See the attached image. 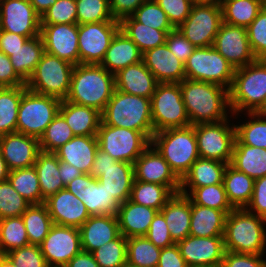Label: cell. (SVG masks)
I'll return each mask as SVG.
<instances>
[{"label": "cell", "mask_w": 266, "mask_h": 267, "mask_svg": "<svg viewBox=\"0 0 266 267\" xmlns=\"http://www.w3.org/2000/svg\"><path fill=\"white\" fill-rule=\"evenodd\" d=\"M110 11L115 20L131 16L135 10L147 0H109Z\"/></svg>", "instance_id": "63"}, {"label": "cell", "mask_w": 266, "mask_h": 267, "mask_svg": "<svg viewBox=\"0 0 266 267\" xmlns=\"http://www.w3.org/2000/svg\"><path fill=\"white\" fill-rule=\"evenodd\" d=\"M126 251L127 238L120 234L91 253L100 267H121L127 262Z\"/></svg>", "instance_id": "50"}, {"label": "cell", "mask_w": 266, "mask_h": 267, "mask_svg": "<svg viewBox=\"0 0 266 267\" xmlns=\"http://www.w3.org/2000/svg\"><path fill=\"white\" fill-rule=\"evenodd\" d=\"M157 267H188L177 244L161 249Z\"/></svg>", "instance_id": "64"}, {"label": "cell", "mask_w": 266, "mask_h": 267, "mask_svg": "<svg viewBox=\"0 0 266 267\" xmlns=\"http://www.w3.org/2000/svg\"><path fill=\"white\" fill-rule=\"evenodd\" d=\"M137 22L157 30H174L166 13L155 0L142 3L131 15Z\"/></svg>", "instance_id": "52"}, {"label": "cell", "mask_w": 266, "mask_h": 267, "mask_svg": "<svg viewBox=\"0 0 266 267\" xmlns=\"http://www.w3.org/2000/svg\"><path fill=\"white\" fill-rule=\"evenodd\" d=\"M40 28L41 16L29 0H0V30L32 38Z\"/></svg>", "instance_id": "17"}, {"label": "cell", "mask_w": 266, "mask_h": 267, "mask_svg": "<svg viewBox=\"0 0 266 267\" xmlns=\"http://www.w3.org/2000/svg\"><path fill=\"white\" fill-rule=\"evenodd\" d=\"M256 114L266 117V97L261 105V107L255 112Z\"/></svg>", "instance_id": "72"}, {"label": "cell", "mask_w": 266, "mask_h": 267, "mask_svg": "<svg viewBox=\"0 0 266 267\" xmlns=\"http://www.w3.org/2000/svg\"><path fill=\"white\" fill-rule=\"evenodd\" d=\"M264 254H245L226 251L221 267H266Z\"/></svg>", "instance_id": "60"}, {"label": "cell", "mask_w": 266, "mask_h": 267, "mask_svg": "<svg viewBox=\"0 0 266 267\" xmlns=\"http://www.w3.org/2000/svg\"><path fill=\"white\" fill-rule=\"evenodd\" d=\"M35 11L42 16V14L48 10L56 0H29Z\"/></svg>", "instance_id": "69"}, {"label": "cell", "mask_w": 266, "mask_h": 267, "mask_svg": "<svg viewBox=\"0 0 266 267\" xmlns=\"http://www.w3.org/2000/svg\"><path fill=\"white\" fill-rule=\"evenodd\" d=\"M266 219L245 208L233 209L226 215L225 250L234 253L264 254L266 250Z\"/></svg>", "instance_id": "3"}, {"label": "cell", "mask_w": 266, "mask_h": 267, "mask_svg": "<svg viewBox=\"0 0 266 267\" xmlns=\"http://www.w3.org/2000/svg\"><path fill=\"white\" fill-rule=\"evenodd\" d=\"M121 267H137L129 264L128 262L124 263Z\"/></svg>", "instance_id": "75"}, {"label": "cell", "mask_w": 266, "mask_h": 267, "mask_svg": "<svg viewBox=\"0 0 266 267\" xmlns=\"http://www.w3.org/2000/svg\"><path fill=\"white\" fill-rule=\"evenodd\" d=\"M145 66L159 83H180L185 79V65L167 47L166 43L145 51Z\"/></svg>", "instance_id": "24"}, {"label": "cell", "mask_w": 266, "mask_h": 267, "mask_svg": "<svg viewBox=\"0 0 266 267\" xmlns=\"http://www.w3.org/2000/svg\"><path fill=\"white\" fill-rule=\"evenodd\" d=\"M61 101L26 89L19 105L16 132L40 139L59 113Z\"/></svg>", "instance_id": "7"}, {"label": "cell", "mask_w": 266, "mask_h": 267, "mask_svg": "<svg viewBox=\"0 0 266 267\" xmlns=\"http://www.w3.org/2000/svg\"><path fill=\"white\" fill-rule=\"evenodd\" d=\"M86 206L90 216L117 214L120 206L97 179L90 186L81 189L80 192H71Z\"/></svg>", "instance_id": "39"}, {"label": "cell", "mask_w": 266, "mask_h": 267, "mask_svg": "<svg viewBox=\"0 0 266 267\" xmlns=\"http://www.w3.org/2000/svg\"><path fill=\"white\" fill-rule=\"evenodd\" d=\"M250 121L235 125L236 138L243 144L266 149V117L247 113Z\"/></svg>", "instance_id": "48"}, {"label": "cell", "mask_w": 266, "mask_h": 267, "mask_svg": "<svg viewBox=\"0 0 266 267\" xmlns=\"http://www.w3.org/2000/svg\"><path fill=\"white\" fill-rule=\"evenodd\" d=\"M97 149L96 136H74L54 153L60 161L75 166L83 174H90Z\"/></svg>", "instance_id": "29"}, {"label": "cell", "mask_w": 266, "mask_h": 267, "mask_svg": "<svg viewBox=\"0 0 266 267\" xmlns=\"http://www.w3.org/2000/svg\"><path fill=\"white\" fill-rule=\"evenodd\" d=\"M254 181L247 174L237 171L230 164L227 165L223 186L227 199L234 209L246 208L250 203L253 195Z\"/></svg>", "instance_id": "35"}, {"label": "cell", "mask_w": 266, "mask_h": 267, "mask_svg": "<svg viewBox=\"0 0 266 267\" xmlns=\"http://www.w3.org/2000/svg\"><path fill=\"white\" fill-rule=\"evenodd\" d=\"M59 174L63 182V185L66 186L73 179L81 176L83 172H81L75 166L59 160Z\"/></svg>", "instance_id": "67"}, {"label": "cell", "mask_w": 266, "mask_h": 267, "mask_svg": "<svg viewBox=\"0 0 266 267\" xmlns=\"http://www.w3.org/2000/svg\"><path fill=\"white\" fill-rule=\"evenodd\" d=\"M264 0H235L222 8L223 23L247 28L264 7Z\"/></svg>", "instance_id": "43"}, {"label": "cell", "mask_w": 266, "mask_h": 267, "mask_svg": "<svg viewBox=\"0 0 266 267\" xmlns=\"http://www.w3.org/2000/svg\"><path fill=\"white\" fill-rule=\"evenodd\" d=\"M29 244L22 216L0 219V254Z\"/></svg>", "instance_id": "46"}, {"label": "cell", "mask_w": 266, "mask_h": 267, "mask_svg": "<svg viewBox=\"0 0 266 267\" xmlns=\"http://www.w3.org/2000/svg\"><path fill=\"white\" fill-rule=\"evenodd\" d=\"M213 47L234 68H240L256 60L249 45L245 27L222 23L215 36Z\"/></svg>", "instance_id": "19"}, {"label": "cell", "mask_w": 266, "mask_h": 267, "mask_svg": "<svg viewBox=\"0 0 266 267\" xmlns=\"http://www.w3.org/2000/svg\"><path fill=\"white\" fill-rule=\"evenodd\" d=\"M158 83L143 61L115 74V89L130 95L151 99Z\"/></svg>", "instance_id": "26"}, {"label": "cell", "mask_w": 266, "mask_h": 267, "mask_svg": "<svg viewBox=\"0 0 266 267\" xmlns=\"http://www.w3.org/2000/svg\"><path fill=\"white\" fill-rule=\"evenodd\" d=\"M120 29L137 45L142 53L166 43L172 30H157L137 22L132 16L120 21Z\"/></svg>", "instance_id": "37"}, {"label": "cell", "mask_w": 266, "mask_h": 267, "mask_svg": "<svg viewBox=\"0 0 266 267\" xmlns=\"http://www.w3.org/2000/svg\"><path fill=\"white\" fill-rule=\"evenodd\" d=\"M44 204L54 224L80 228L90 217L84 203L66 188L50 196Z\"/></svg>", "instance_id": "23"}, {"label": "cell", "mask_w": 266, "mask_h": 267, "mask_svg": "<svg viewBox=\"0 0 266 267\" xmlns=\"http://www.w3.org/2000/svg\"><path fill=\"white\" fill-rule=\"evenodd\" d=\"M229 118L216 123L195 125L198 153L201 158L231 163L236 139L235 124H229Z\"/></svg>", "instance_id": "13"}, {"label": "cell", "mask_w": 266, "mask_h": 267, "mask_svg": "<svg viewBox=\"0 0 266 267\" xmlns=\"http://www.w3.org/2000/svg\"><path fill=\"white\" fill-rule=\"evenodd\" d=\"M34 167L44 200L65 188L59 174V158L55 153L40 151Z\"/></svg>", "instance_id": "36"}, {"label": "cell", "mask_w": 266, "mask_h": 267, "mask_svg": "<svg viewBox=\"0 0 266 267\" xmlns=\"http://www.w3.org/2000/svg\"><path fill=\"white\" fill-rule=\"evenodd\" d=\"M90 175L104 185L119 205L130 199L135 180L133 164L117 161L98 148Z\"/></svg>", "instance_id": "10"}, {"label": "cell", "mask_w": 266, "mask_h": 267, "mask_svg": "<svg viewBox=\"0 0 266 267\" xmlns=\"http://www.w3.org/2000/svg\"><path fill=\"white\" fill-rule=\"evenodd\" d=\"M145 237L156 247L161 249L175 244L170 236V231L165 218L160 211H158L153 218Z\"/></svg>", "instance_id": "58"}, {"label": "cell", "mask_w": 266, "mask_h": 267, "mask_svg": "<svg viewBox=\"0 0 266 267\" xmlns=\"http://www.w3.org/2000/svg\"><path fill=\"white\" fill-rule=\"evenodd\" d=\"M95 178L90 174H82L81 176L69 182L65 188L70 192H80L81 189L91 185Z\"/></svg>", "instance_id": "68"}, {"label": "cell", "mask_w": 266, "mask_h": 267, "mask_svg": "<svg viewBox=\"0 0 266 267\" xmlns=\"http://www.w3.org/2000/svg\"><path fill=\"white\" fill-rule=\"evenodd\" d=\"M120 21H103L78 25V47L81 64H100L116 33Z\"/></svg>", "instance_id": "15"}, {"label": "cell", "mask_w": 266, "mask_h": 267, "mask_svg": "<svg viewBox=\"0 0 266 267\" xmlns=\"http://www.w3.org/2000/svg\"><path fill=\"white\" fill-rule=\"evenodd\" d=\"M265 97L266 60H255L249 65L235 69L229 89V109L233 116L244 110L246 113H255Z\"/></svg>", "instance_id": "6"}, {"label": "cell", "mask_w": 266, "mask_h": 267, "mask_svg": "<svg viewBox=\"0 0 266 267\" xmlns=\"http://www.w3.org/2000/svg\"><path fill=\"white\" fill-rule=\"evenodd\" d=\"M79 229L82 251L90 253L120 235L116 214L90 216Z\"/></svg>", "instance_id": "25"}, {"label": "cell", "mask_w": 266, "mask_h": 267, "mask_svg": "<svg viewBox=\"0 0 266 267\" xmlns=\"http://www.w3.org/2000/svg\"><path fill=\"white\" fill-rule=\"evenodd\" d=\"M227 163L199 157L181 180L180 193L209 185L223 184ZM188 186V189H187Z\"/></svg>", "instance_id": "32"}, {"label": "cell", "mask_w": 266, "mask_h": 267, "mask_svg": "<svg viewBox=\"0 0 266 267\" xmlns=\"http://www.w3.org/2000/svg\"><path fill=\"white\" fill-rule=\"evenodd\" d=\"M151 116L154 133L191 126L179 83H158L151 97Z\"/></svg>", "instance_id": "11"}, {"label": "cell", "mask_w": 266, "mask_h": 267, "mask_svg": "<svg viewBox=\"0 0 266 267\" xmlns=\"http://www.w3.org/2000/svg\"><path fill=\"white\" fill-rule=\"evenodd\" d=\"M245 209L266 219V176L254 181L253 195Z\"/></svg>", "instance_id": "61"}, {"label": "cell", "mask_w": 266, "mask_h": 267, "mask_svg": "<svg viewBox=\"0 0 266 267\" xmlns=\"http://www.w3.org/2000/svg\"><path fill=\"white\" fill-rule=\"evenodd\" d=\"M45 52L72 65L80 64L78 24H41Z\"/></svg>", "instance_id": "18"}, {"label": "cell", "mask_w": 266, "mask_h": 267, "mask_svg": "<svg viewBox=\"0 0 266 267\" xmlns=\"http://www.w3.org/2000/svg\"><path fill=\"white\" fill-rule=\"evenodd\" d=\"M16 267H47L40 245L29 244L6 254Z\"/></svg>", "instance_id": "56"}, {"label": "cell", "mask_w": 266, "mask_h": 267, "mask_svg": "<svg viewBox=\"0 0 266 267\" xmlns=\"http://www.w3.org/2000/svg\"><path fill=\"white\" fill-rule=\"evenodd\" d=\"M177 245L188 267L221 266L226 252L223 236L189 235Z\"/></svg>", "instance_id": "21"}, {"label": "cell", "mask_w": 266, "mask_h": 267, "mask_svg": "<svg viewBox=\"0 0 266 267\" xmlns=\"http://www.w3.org/2000/svg\"><path fill=\"white\" fill-rule=\"evenodd\" d=\"M59 113L71 128L75 136H96L102 121L98 110L71 103L65 99L61 101Z\"/></svg>", "instance_id": "31"}, {"label": "cell", "mask_w": 266, "mask_h": 267, "mask_svg": "<svg viewBox=\"0 0 266 267\" xmlns=\"http://www.w3.org/2000/svg\"><path fill=\"white\" fill-rule=\"evenodd\" d=\"M21 216L29 243L40 245L54 224L47 206L45 204L30 205Z\"/></svg>", "instance_id": "41"}, {"label": "cell", "mask_w": 266, "mask_h": 267, "mask_svg": "<svg viewBox=\"0 0 266 267\" xmlns=\"http://www.w3.org/2000/svg\"><path fill=\"white\" fill-rule=\"evenodd\" d=\"M230 165L254 180L266 176V149L243 145L235 139Z\"/></svg>", "instance_id": "33"}, {"label": "cell", "mask_w": 266, "mask_h": 267, "mask_svg": "<svg viewBox=\"0 0 266 267\" xmlns=\"http://www.w3.org/2000/svg\"><path fill=\"white\" fill-rule=\"evenodd\" d=\"M174 193L165 185L134 180L130 200L160 211Z\"/></svg>", "instance_id": "42"}, {"label": "cell", "mask_w": 266, "mask_h": 267, "mask_svg": "<svg viewBox=\"0 0 266 267\" xmlns=\"http://www.w3.org/2000/svg\"><path fill=\"white\" fill-rule=\"evenodd\" d=\"M222 23L219 5L194 3L189 16L177 29L195 47H209L213 46Z\"/></svg>", "instance_id": "14"}, {"label": "cell", "mask_w": 266, "mask_h": 267, "mask_svg": "<svg viewBox=\"0 0 266 267\" xmlns=\"http://www.w3.org/2000/svg\"><path fill=\"white\" fill-rule=\"evenodd\" d=\"M44 52V44L40 35L29 38L23 46L11 52L12 66L25 82L33 74Z\"/></svg>", "instance_id": "38"}, {"label": "cell", "mask_w": 266, "mask_h": 267, "mask_svg": "<svg viewBox=\"0 0 266 267\" xmlns=\"http://www.w3.org/2000/svg\"><path fill=\"white\" fill-rule=\"evenodd\" d=\"M102 122L142 132L150 141L154 135L151 116V99L114 90L101 113Z\"/></svg>", "instance_id": "4"}, {"label": "cell", "mask_w": 266, "mask_h": 267, "mask_svg": "<svg viewBox=\"0 0 266 267\" xmlns=\"http://www.w3.org/2000/svg\"><path fill=\"white\" fill-rule=\"evenodd\" d=\"M181 194L186 195L194 204L221 210L226 215L234 209L227 199L223 184L194 188L189 193Z\"/></svg>", "instance_id": "47"}, {"label": "cell", "mask_w": 266, "mask_h": 267, "mask_svg": "<svg viewBox=\"0 0 266 267\" xmlns=\"http://www.w3.org/2000/svg\"><path fill=\"white\" fill-rule=\"evenodd\" d=\"M0 267H16L6 254H0Z\"/></svg>", "instance_id": "71"}, {"label": "cell", "mask_w": 266, "mask_h": 267, "mask_svg": "<svg viewBox=\"0 0 266 267\" xmlns=\"http://www.w3.org/2000/svg\"><path fill=\"white\" fill-rule=\"evenodd\" d=\"M194 267H221V266H194Z\"/></svg>", "instance_id": "76"}, {"label": "cell", "mask_w": 266, "mask_h": 267, "mask_svg": "<svg viewBox=\"0 0 266 267\" xmlns=\"http://www.w3.org/2000/svg\"><path fill=\"white\" fill-rule=\"evenodd\" d=\"M133 166L135 180L165 185L174 194L180 192L181 180L152 144L136 159Z\"/></svg>", "instance_id": "20"}, {"label": "cell", "mask_w": 266, "mask_h": 267, "mask_svg": "<svg viewBox=\"0 0 266 267\" xmlns=\"http://www.w3.org/2000/svg\"><path fill=\"white\" fill-rule=\"evenodd\" d=\"M10 170L0 153V182L8 180Z\"/></svg>", "instance_id": "70"}, {"label": "cell", "mask_w": 266, "mask_h": 267, "mask_svg": "<svg viewBox=\"0 0 266 267\" xmlns=\"http://www.w3.org/2000/svg\"><path fill=\"white\" fill-rule=\"evenodd\" d=\"M96 137L100 150L117 161L131 164H134L151 144V141L140 131L108 126L102 121Z\"/></svg>", "instance_id": "12"}, {"label": "cell", "mask_w": 266, "mask_h": 267, "mask_svg": "<svg viewBox=\"0 0 266 267\" xmlns=\"http://www.w3.org/2000/svg\"><path fill=\"white\" fill-rule=\"evenodd\" d=\"M41 24H77L75 0H56L42 14Z\"/></svg>", "instance_id": "55"}, {"label": "cell", "mask_w": 266, "mask_h": 267, "mask_svg": "<svg viewBox=\"0 0 266 267\" xmlns=\"http://www.w3.org/2000/svg\"><path fill=\"white\" fill-rule=\"evenodd\" d=\"M77 24L99 23L115 20L110 11L109 0H75Z\"/></svg>", "instance_id": "51"}, {"label": "cell", "mask_w": 266, "mask_h": 267, "mask_svg": "<svg viewBox=\"0 0 266 267\" xmlns=\"http://www.w3.org/2000/svg\"><path fill=\"white\" fill-rule=\"evenodd\" d=\"M185 65V78L230 89L235 68L213 46L196 47Z\"/></svg>", "instance_id": "9"}, {"label": "cell", "mask_w": 266, "mask_h": 267, "mask_svg": "<svg viewBox=\"0 0 266 267\" xmlns=\"http://www.w3.org/2000/svg\"><path fill=\"white\" fill-rule=\"evenodd\" d=\"M24 85H26V82L14 70L10 57L0 51V87Z\"/></svg>", "instance_id": "62"}, {"label": "cell", "mask_w": 266, "mask_h": 267, "mask_svg": "<svg viewBox=\"0 0 266 267\" xmlns=\"http://www.w3.org/2000/svg\"><path fill=\"white\" fill-rule=\"evenodd\" d=\"M226 214L221 210L191 202L190 235L196 237L223 236Z\"/></svg>", "instance_id": "34"}, {"label": "cell", "mask_w": 266, "mask_h": 267, "mask_svg": "<svg viewBox=\"0 0 266 267\" xmlns=\"http://www.w3.org/2000/svg\"><path fill=\"white\" fill-rule=\"evenodd\" d=\"M26 85L0 87V136L16 132L18 110Z\"/></svg>", "instance_id": "40"}, {"label": "cell", "mask_w": 266, "mask_h": 267, "mask_svg": "<svg viewBox=\"0 0 266 267\" xmlns=\"http://www.w3.org/2000/svg\"><path fill=\"white\" fill-rule=\"evenodd\" d=\"M142 55L137 45L120 29L113 37L100 65L115 75L120 70L141 62Z\"/></svg>", "instance_id": "28"}, {"label": "cell", "mask_w": 266, "mask_h": 267, "mask_svg": "<svg viewBox=\"0 0 266 267\" xmlns=\"http://www.w3.org/2000/svg\"><path fill=\"white\" fill-rule=\"evenodd\" d=\"M161 248L145 236L127 238V262L137 267H157Z\"/></svg>", "instance_id": "45"}, {"label": "cell", "mask_w": 266, "mask_h": 267, "mask_svg": "<svg viewBox=\"0 0 266 267\" xmlns=\"http://www.w3.org/2000/svg\"><path fill=\"white\" fill-rule=\"evenodd\" d=\"M249 45L256 60H266V4L246 28Z\"/></svg>", "instance_id": "54"}, {"label": "cell", "mask_w": 266, "mask_h": 267, "mask_svg": "<svg viewBox=\"0 0 266 267\" xmlns=\"http://www.w3.org/2000/svg\"><path fill=\"white\" fill-rule=\"evenodd\" d=\"M230 1H235V0H219V6L222 7L225 3H228Z\"/></svg>", "instance_id": "74"}, {"label": "cell", "mask_w": 266, "mask_h": 267, "mask_svg": "<svg viewBox=\"0 0 266 267\" xmlns=\"http://www.w3.org/2000/svg\"><path fill=\"white\" fill-rule=\"evenodd\" d=\"M40 249L48 265L65 266L82 251L80 229L53 224Z\"/></svg>", "instance_id": "16"}, {"label": "cell", "mask_w": 266, "mask_h": 267, "mask_svg": "<svg viewBox=\"0 0 266 267\" xmlns=\"http://www.w3.org/2000/svg\"><path fill=\"white\" fill-rule=\"evenodd\" d=\"M28 39L29 38L26 36L0 30V51L10 57L11 52H14L20 46H23Z\"/></svg>", "instance_id": "65"}, {"label": "cell", "mask_w": 266, "mask_h": 267, "mask_svg": "<svg viewBox=\"0 0 266 267\" xmlns=\"http://www.w3.org/2000/svg\"><path fill=\"white\" fill-rule=\"evenodd\" d=\"M65 267H100L95 261L92 253L81 251L75 255Z\"/></svg>", "instance_id": "66"}, {"label": "cell", "mask_w": 266, "mask_h": 267, "mask_svg": "<svg viewBox=\"0 0 266 267\" xmlns=\"http://www.w3.org/2000/svg\"><path fill=\"white\" fill-rule=\"evenodd\" d=\"M74 136L64 117L58 113L39 139L40 150L54 153Z\"/></svg>", "instance_id": "49"}, {"label": "cell", "mask_w": 266, "mask_h": 267, "mask_svg": "<svg viewBox=\"0 0 266 267\" xmlns=\"http://www.w3.org/2000/svg\"><path fill=\"white\" fill-rule=\"evenodd\" d=\"M182 100L190 125L216 123L228 119L229 90L209 82L184 79L180 83Z\"/></svg>", "instance_id": "1"}, {"label": "cell", "mask_w": 266, "mask_h": 267, "mask_svg": "<svg viewBox=\"0 0 266 267\" xmlns=\"http://www.w3.org/2000/svg\"><path fill=\"white\" fill-rule=\"evenodd\" d=\"M31 204L11 185L9 180L0 182V219L19 217Z\"/></svg>", "instance_id": "53"}, {"label": "cell", "mask_w": 266, "mask_h": 267, "mask_svg": "<svg viewBox=\"0 0 266 267\" xmlns=\"http://www.w3.org/2000/svg\"><path fill=\"white\" fill-rule=\"evenodd\" d=\"M195 3L219 5V0H195Z\"/></svg>", "instance_id": "73"}, {"label": "cell", "mask_w": 266, "mask_h": 267, "mask_svg": "<svg viewBox=\"0 0 266 267\" xmlns=\"http://www.w3.org/2000/svg\"><path fill=\"white\" fill-rule=\"evenodd\" d=\"M40 151L39 139L35 137L19 132L0 136V153L10 171L34 166Z\"/></svg>", "instance_id": "22"}, {"label": "cell", "mask_w": 266, "mask_h": 267, "mask_svg": "<svg viewBox=\"0 0 266 267\" xmlns=\"http://www.w3.org/2000/svg\"><path fill=\"white\" fill-rule=\"evenodd\" d=\"M74 65L47 52L26 82L30 91L64 100L70 90Z\"/></svg>", "instance_id": "8"}, {"label": "cell", "mask_w": 266, "mask_h": 267, "mask_svg": "<svg viewBox=\"0 0 266 267\" xmlns=\"http://www.w3.org/2000/svg\"><path fill=\"white\" fill-rule=\"evenodd\" d=\"M115 90V75L100 64L74 66L66 101L103 112Z\"/></svg>", "instance_id": "2"}, {"label": "cell", "mask_w": 266, "mask_h": 267, "mask_svg": "<svg viewBox=\"0 0 266 267\" xmlns=\"http://www.w3.org/2000/svg\"><path fill=\"white\" fill-rule=\"evenodd\" d=\"M166 13L172 26L177 29L189 16L193 7L190 0H155Z\"/></svg>", "instance_id": "57"}, {"label": "cell", "mask_w": 266, "mask_h": 267, "mask_svg": "<svg viewBox=\"0 0 266 267\" xmlns=\"http://www.w3.org/2000/svg\"><path fill=\"white\" fill-rule=\"evenodd\" d=\"M160 212L175 244L190 235L191 201L186 195L180 192L174 194Z\"/></svg>", "instance_id": "30"}, {"label": "cell", "mask_w": 266, "mask_h": 267, "mask_svg": "<svg viewBox=\"0 0 266 267\" xmlns=\"http://www.w3.org/2000/svg\"><path fill=\"white\" fill-rule=\"evenodd\" d=\"M8 180L12 187L31 205L45 203L40 191L38 174L34 166L11 170Z\"/></svg>", "instance_id": "44"}, {"label": "cell", "mask_w": 266, "mask_h": 267, "mask_svg": "<svg viewBox=\"0 0 266 267\" xmlns=\"http://www.w3.org/2000/svg\"><path fill=\"white\" fill-rule=\"evenodd\" d=\"M166 45L169 50L184 64L187 62L188 57L196 49L178 29L170 31L167 35Z\"/></svg>", "instance_id": "59"}, {"label": "cell", "mask_w": 266, "mask_h": 267, "mask_svg": "<svg viewBox=\"0 0 266 267\" xmlns=\"http://www.w3.org/2000/svg\"><path fill=\"white\" fill-rule=\"evenodd\" d=\"M158 210L134 203L130 199L117 210L120 234L126 238L145 236Z\"/></svg>", "instance_id": "27"}, {"label": "cell", "mask_w": 266, "mask_h": 267, "mask_svg": "<svg viewBox=\"0 0 266 267\" xmlns=\"http://www.w3.org/2000/svg\"><path fill=\"white\" fill-rule=\"evenodd\" d=\"M151 144L168 162L171 170L180 180L200 157L195 125L158 131L152 136Z\"/></svg>", "instance_id": "5"}, {"label": "cell", "mask_w": 266, "mask_h": 267, "mask_svg": "<svg viewBox=\"0 0 266 267\" xmlns=\"http://www.w3.org/2000/svg\"><path fill=\"white\" fill-rule=\"evenodd\" d=\"M47 267H65V266L48 265Z\"/></svg>", "instance_id": "77"}]
</instances>
